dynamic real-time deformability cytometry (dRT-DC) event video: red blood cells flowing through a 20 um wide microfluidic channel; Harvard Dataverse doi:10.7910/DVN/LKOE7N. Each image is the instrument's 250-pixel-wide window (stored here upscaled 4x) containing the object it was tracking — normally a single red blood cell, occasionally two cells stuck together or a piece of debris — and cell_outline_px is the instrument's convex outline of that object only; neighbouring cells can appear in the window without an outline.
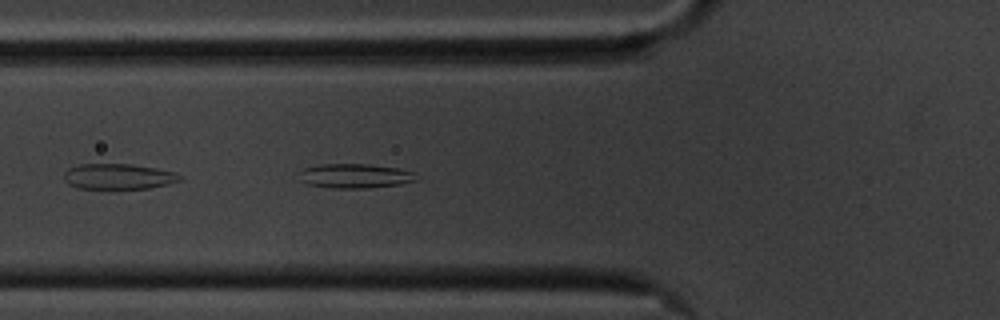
{"species": "common noctule bat (a hibernating species)", "species_latin": "Nyctalus noctula", "temperature_condition": "cold", "stored_images_in_passage": 46, "segment_of_instrument_passage": [1, 2], "camera_frame_rate_fps": 3000, "um_per_image_px": 0.085, "animal": {"sex": "male", "body_mass_g": 20.1, "forearm_length_mm": 53.5}, "frame": {"image": 1, "passage_image": 8, "time_ms": 2.333, "image_size_px": [1000, 320], "cell_outline_px": [[420, 180], [400, 184], [368, 188], [332, 188], [308, 184], [296, 180], [296, 172], [304, 168], [320, 164], [368, 164], [396, 168], [416, 172]], "centroid_in_image_um": [30.13, 14.95], "position_along_channel_um": 95.7, "area_um2": 17.11}}
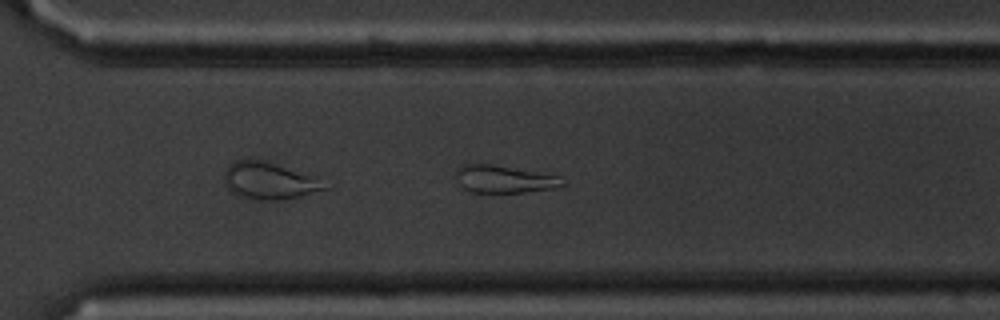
{"frame": {"image": 2, "passage_image": 28, "time_ms": 9.0, "image_size_px": [1000, 320], "cell_outline_px": [[564, 184], [552, 188], [524, 192], [472, 192], [464, 188], [460, 184], [456, 172], [456, 168], [460, 164], [488, 164], [560, 176]], "centroid_in_image_um": [42.81, 15.22], "position_along_channel_um": 327.8, "area_um2": 16.59}}
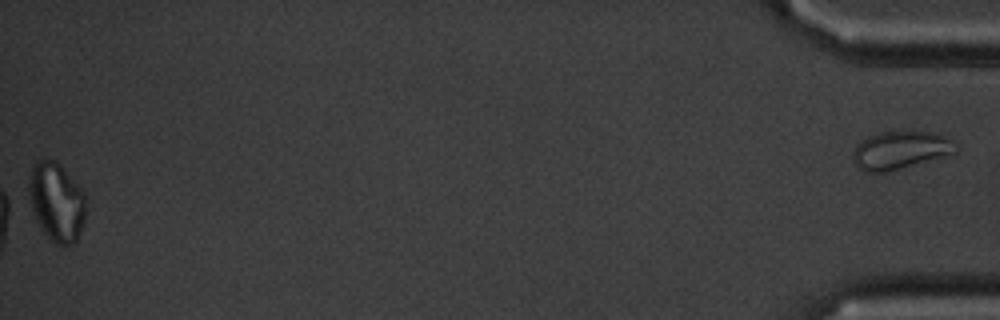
{"frame": {"image": 3, "passage_image": 45, "time_ms": 14.667, "image_size_px": [1000, 320], "cell_outline_px": [[88, 200], [84, 224], [76, 240], [72, 244], [64, 248], [60, 248], [48, 240], [24, 200], [28, 176], [32, 164], [36, 160], [56, 160], [64, 168], [88, 196]], "centroid_in_image_um": [4.76, 17.18], "position_along_channel_um": 430.4, "area_um2": 28.03}}